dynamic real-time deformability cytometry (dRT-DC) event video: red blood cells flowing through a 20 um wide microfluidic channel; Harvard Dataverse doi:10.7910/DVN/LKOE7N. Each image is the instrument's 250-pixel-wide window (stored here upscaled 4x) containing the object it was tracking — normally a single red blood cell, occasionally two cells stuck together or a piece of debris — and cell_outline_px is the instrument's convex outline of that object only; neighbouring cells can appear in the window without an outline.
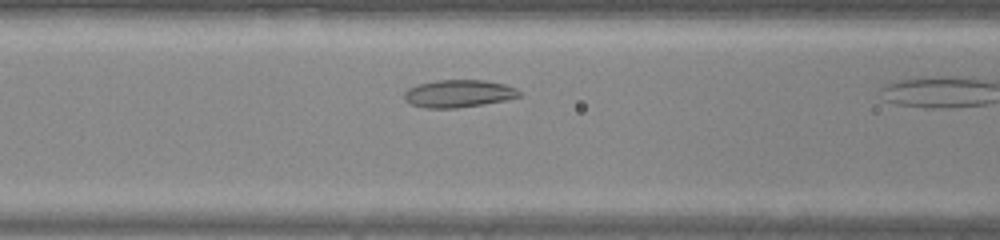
{"species": "common noctule bat (a hibernating species)", "species_latin": "Nyctalus noctula", "temperature_condition": "warm", "stored_images_in_passage": 13, "camera_frame_rate_fps": 3000, "um_per_image_px": 0.085, "animal": {"sex": "male", "body_mass_g": 20.0, "forearm_length_mm": 53.3}, "frame": {"image": 1, "passage_image": 6, "time_ms": 1.667, "image_size_px": [1000, 240], "cell_outline_px": [[520, 96], [504, 100], [456, 108], [424, 108], [412, 104], [404, 100], [404, 92], [408, 88], [420, 84], [440, 80], [484, 80], [504, 84], [516, 88], [520, 92]], "centroid_in_image_um": [38.95, 7.95], "position_along_channel_um": 127.6, "area_um2": 18.21}}
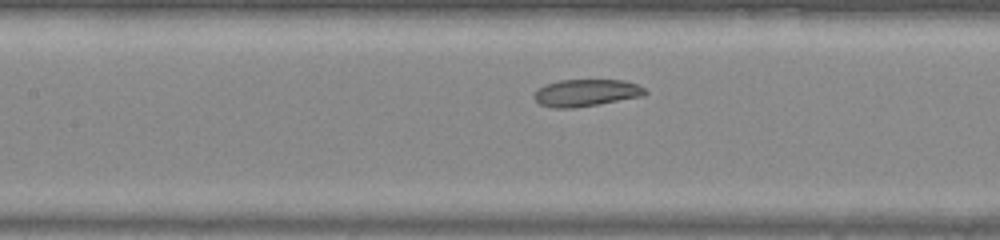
{"frame": {"image": 2, "passage_image": 8, "time_ms": 2.333, "image_size_px": [1000, 240], "cell_outline_px": [[648, 92], [644, 96], [576, 108], [552, 108], [540, 104], [532, 96], [536, 88], [544, 84], [560, 80], [624, 80], [636, 84], [644, 88]], "centroid_in_image_um": [49.78, 7.89], "position_along_channel_um": 157.6, "area_um2": 17.74}}
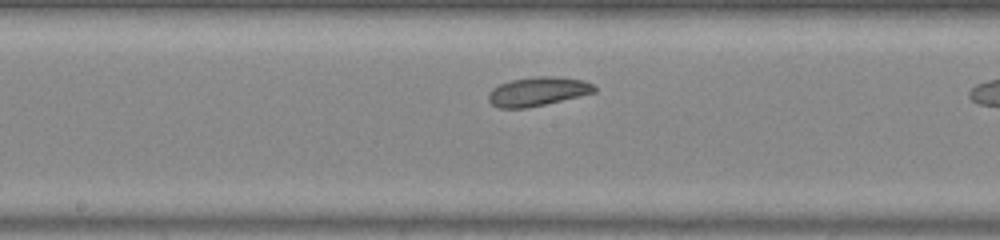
{"frame": {"image": 3, "passage_image": 11, "time_ms": 3.333, "image_size_px": [1000, 240], "cell_outline_px": [[596, 92], [580, 96], [528, 108], [500, 108], [492, 104], [488, 100], [488, 92], [492, 88], [500, 84], [512, 80], [536, 76], [560, 76], [584, 80], [592, 84], [596, 88]], "centroid_in_image_um": [45.71, 7.77], "position_along_channel_um": 202.5, "area_um2": 17.98}}